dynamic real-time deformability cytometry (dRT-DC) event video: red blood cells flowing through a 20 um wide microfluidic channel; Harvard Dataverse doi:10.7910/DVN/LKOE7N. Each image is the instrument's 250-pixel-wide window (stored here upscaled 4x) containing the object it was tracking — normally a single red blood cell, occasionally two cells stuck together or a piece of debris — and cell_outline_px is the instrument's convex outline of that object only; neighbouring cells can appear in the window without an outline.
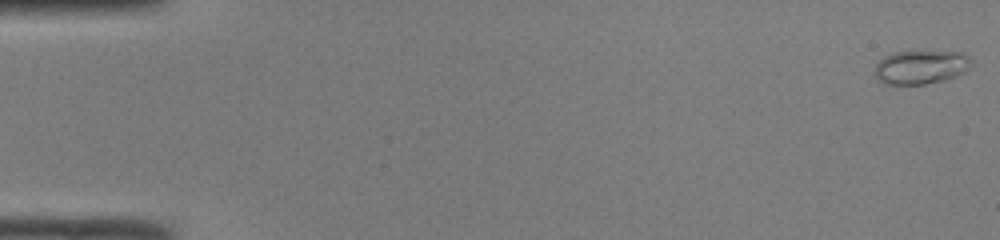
{"species": "common noctule bat (a hibernating species)", "species_latin": "Nyctalus noctula", "temperature_condition": "room temperature", "stored_images_in_passage": 49, "camera_frame_rate_fps": 3000, "um_per_image_px": 0.085, "animal": {"sex": "male", "body_mass_g": 19.0, "forearm_length_mm": 50.8}, "frame": {"image": 1, "passage_image": 1, "time_ms": 0.0, "image_size_px": [1000, 240], "cell_outline_px": [[972, 68], [956, 76], [944, 80], [924, 84], [884, 84], [876, 76], [876, 64], [884, 56], [892, 52], [964, 52], [972, 60]], "centroid_in_image_um": [78.32, 5.7], "position_along_channel_um": 6.7, "area_um2": 18.96}}
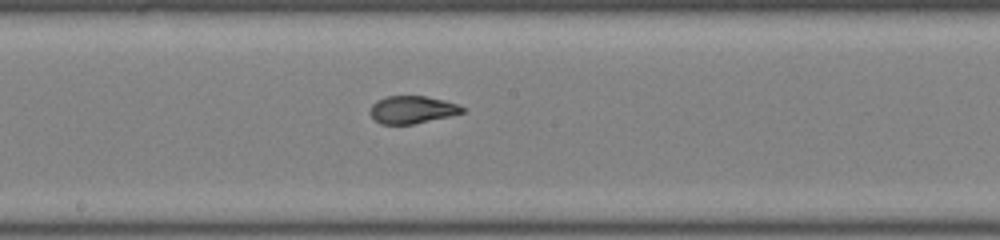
{"frame": {"image": 2, "passage_image": 27, "time_ms": 8.667, "image_size_px": [1000, 240], "cell_outline_px": [[464, 112], [452, 116], [412, 124], [380, 124], [368, 112], [372, 104], [376, 100], [384, 96], [424, 96], [444, 100], [460, 104], [464, 108]], "centroid_in_image_um": [35.03, 9.31], "position_along_channel_um": 213.2, "area_um2": 14.97}}
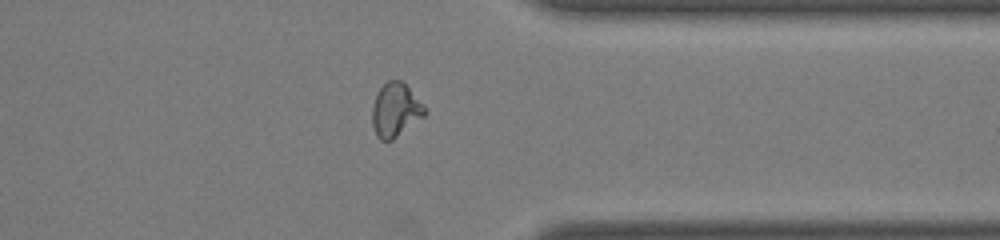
{"frame": {"image": 3, "passage_image": 39, "time_ms": 12.667, "image_size_px": [1000, 240], "cell_outline_px": [[428, 112], [424, 116], [392, 140], [380, 140], [376, 136], [372, 124], [372, 104], [380, 88], [388, 80], [400, 80], [424, 104]], "centroid_in_image_um": [33.61, 9.36], "position_along_channel_um": 377.8, "area_um2": 16.36}, "authors_computed_cell_mechanics": {"area_um2": 16.1262, "velocity_mm_per_s": 4.2244, "shape_relaxation_time_tau1_ms": 7.6267, "shape_relaxation_time_tau2_ms": null, "deformation_change_tau1": 0.2746, "deformation_change_tau2": null}}